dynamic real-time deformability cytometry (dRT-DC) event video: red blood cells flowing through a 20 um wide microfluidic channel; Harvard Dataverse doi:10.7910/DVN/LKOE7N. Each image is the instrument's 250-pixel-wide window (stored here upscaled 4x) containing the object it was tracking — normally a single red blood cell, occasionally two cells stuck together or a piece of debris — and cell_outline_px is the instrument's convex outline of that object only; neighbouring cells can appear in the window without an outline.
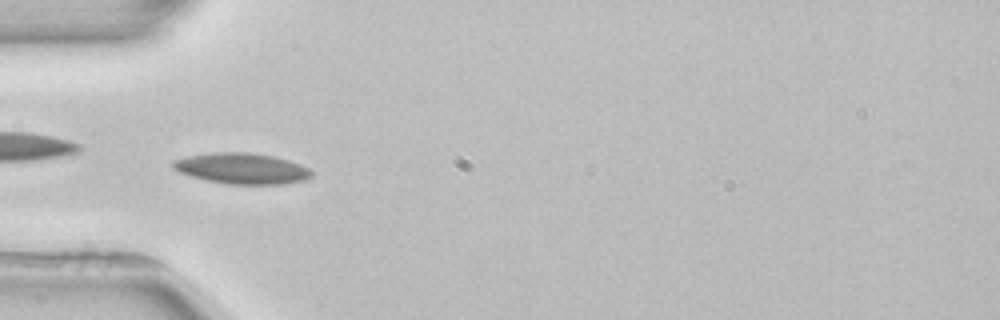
{"species": "common noctule bat (a hibernating species)", "species_latin": "Nyctalus noctula", "temperature_condition": "room temperature", "stored_images_in_passage": 3, "camera_frame_rate_fps": 3000, "um_per_image_px": 0.085, "animal": {"sex": "female", "body_mass_g": 22.7, "forearm_length_mm": 54.2}, "frame": {"image": 1, "passage_image": 3, "time_ms": 3.0, "image_size_px": [1000, 320], "cell_outline_px": [[312, 176], [304, 180], [284, 184], [228, 184], [208, 180], [192, 176], [180, 172], [172, 168], [172, 160], [188, 156], [212, 152], [248, 152], [272, 156], [288, 160], [300, 164], [308, 168], [312, 172]], "centroid_in_image_um": [20.55, 14.31], "position_along_channel_um": 64.4, "area_um2": 24.8}}